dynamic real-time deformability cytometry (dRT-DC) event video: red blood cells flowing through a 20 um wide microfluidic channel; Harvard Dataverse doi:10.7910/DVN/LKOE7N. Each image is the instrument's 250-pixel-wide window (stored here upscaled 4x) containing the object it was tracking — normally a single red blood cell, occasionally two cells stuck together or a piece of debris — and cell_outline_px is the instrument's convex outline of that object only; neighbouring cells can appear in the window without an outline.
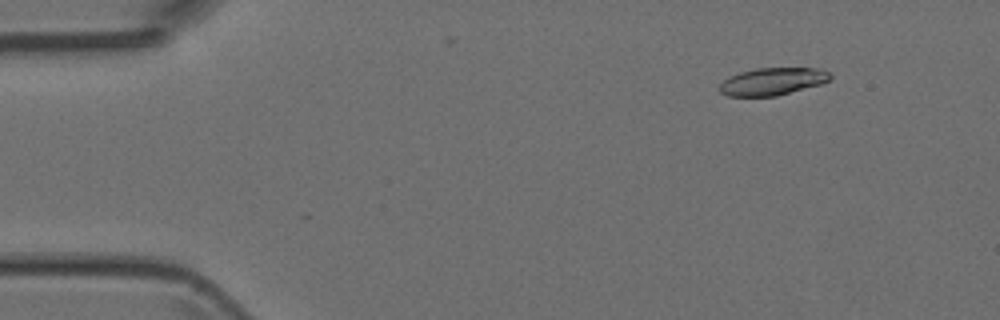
{"species": "Egyptian fruit bat (a non-hibernating species)", "species_latin": "Rousettus aegyptiacus", "temperature_condition": "room temperature", "stored_images_in_passage": 4, "camera_frame_rate_fps": 3000, "um_per_image_px": 0.085, "animal": {"sex": "female"}, "frame": {"image": 1, "passage_image": 1, "time_ms": 0.0, "image_size_px": [1000, 320], "cell_outline_px": [[832, 80], [820, 84], [776, 96], [728, 96], [720, 92], [720, 84], [728, 76], [740, 72], [756, 68], [820, 68], [828, 72], [832, 76]], "centroid_in_image_um": [65.67, 6.91], "position_along_channel_um": 19.3, "area_um2": 17.69}}
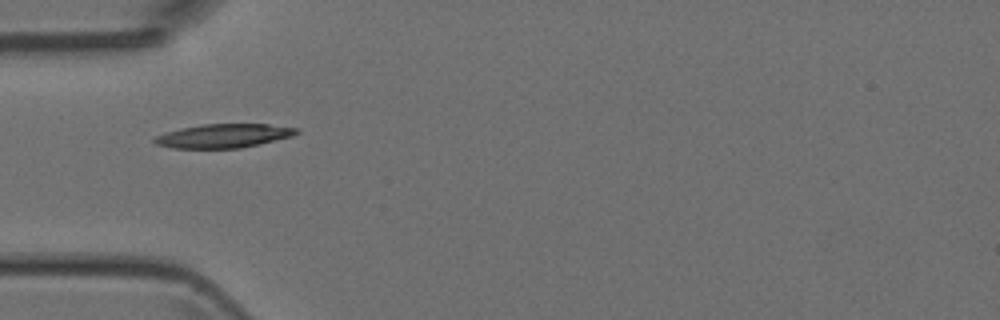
{"frame": {"image": 2, "passage_image": 4, "time_ms": 3.333, "image_size_px": [1000, 320], "cell_outline_px": [[300, 132], [292, 136], [260, 144], [240, 148], [172, 148], [156, 144], [152, 140], [156, 136], [168, 132], [200, 124], [268, 124], [300, 128]], "centroid_in_image_um": [19.06, 11.54], "position_along_channel_um": 65.9, "area_um2": 19.65}}